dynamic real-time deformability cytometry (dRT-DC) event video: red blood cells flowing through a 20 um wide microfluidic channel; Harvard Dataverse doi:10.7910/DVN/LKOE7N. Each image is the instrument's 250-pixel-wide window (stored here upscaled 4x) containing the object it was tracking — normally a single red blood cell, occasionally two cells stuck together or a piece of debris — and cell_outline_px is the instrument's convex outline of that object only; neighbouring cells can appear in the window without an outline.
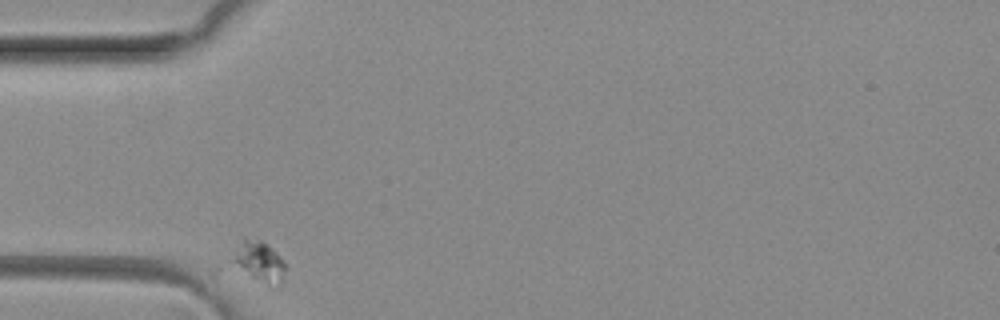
{"species": "common noctule bat (a hibernating species)", "species_latin": "Nyctalus noctula", "temperature_condition": "room temperature", "stored_images_in_passage": 2, "camera_frame_rate_fps": 3000, "um_per_image_px": 0.085, "animal": {"sex": "female", "body_mass_g": 29.2, "forearm_length_mm": 56.3}, "frame": {"image": 1, "passage_image": 1, "time_ms": 0.0, "image_size_px": [1000, 320], "cell_outline_px": [[284, 272], [276, 288], [216, 280], [208, 272], [208, 268], [212, 260], [240, 236], [244, 236], [260, 240], [272, 248], [284, 260]], "centroid_in_image_um": [21.11, 22.42], "position_along_channel_um": 63.9, "area_um2": 19.94}}
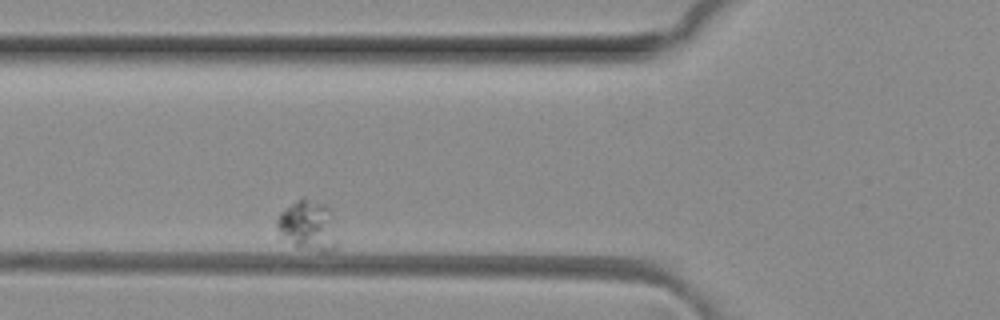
{"frame": {"image": 2, "passage_image": 2, "time_ms": 0.333, "image_size_px": [1000, 320], "cell_outline_px": [[336, 248], [332, 252], [320, 252], [296, 248], [276, 228], [276, 220], [280, 212], [300, 196], [304, 196], [328, 204], [332, 208], [336, 240]], "centroid_in_image_um": [26.21, 19.13], "position_along_channel_um": 99.6, "area_um2": 18.32}}